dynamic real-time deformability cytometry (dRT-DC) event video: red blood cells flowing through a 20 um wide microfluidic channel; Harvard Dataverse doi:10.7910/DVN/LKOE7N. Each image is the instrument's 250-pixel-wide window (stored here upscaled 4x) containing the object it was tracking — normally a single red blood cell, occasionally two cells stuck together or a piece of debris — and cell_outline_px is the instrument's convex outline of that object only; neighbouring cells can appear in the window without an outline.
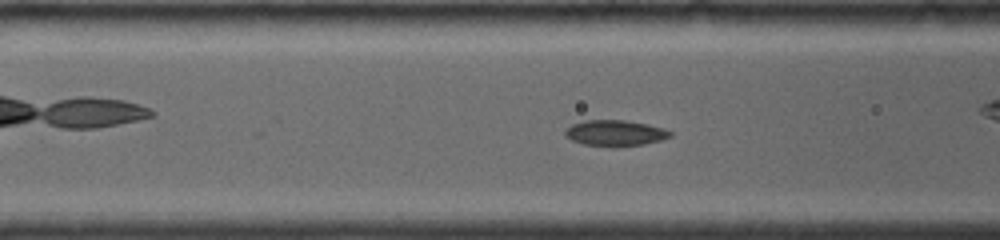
{"species": "common noctule bat (a hibernating species)", "species_latin": "Nyctalus noctula", "temperature_condition": "room temperature", "stored_images_in_passage": 10, "camera_frame_rate_fps": 4000, "um_per_image_px": 0.085, "animal": {"sex": "female", "body_mass_g": 19.0, "forearm_length_mm": 56.7}, "frame": {"image": 1, "passage_image": 5, "time_ms": 1.5, "image_size_px": [1000, 240], "cell_outline_px": [[672, 136], [660, 140], [644, 144], [612, 148], [584, 144], [572, 140], [564, 136], [564, 132], [572, 124], [584, 120], [624, 120], [648, 124], [664, 128], [672, 132]], "centroid_in_image_um": [52.29, 11.32], "position_along_channel_um": 114.3, "area_um2": 16.07}}